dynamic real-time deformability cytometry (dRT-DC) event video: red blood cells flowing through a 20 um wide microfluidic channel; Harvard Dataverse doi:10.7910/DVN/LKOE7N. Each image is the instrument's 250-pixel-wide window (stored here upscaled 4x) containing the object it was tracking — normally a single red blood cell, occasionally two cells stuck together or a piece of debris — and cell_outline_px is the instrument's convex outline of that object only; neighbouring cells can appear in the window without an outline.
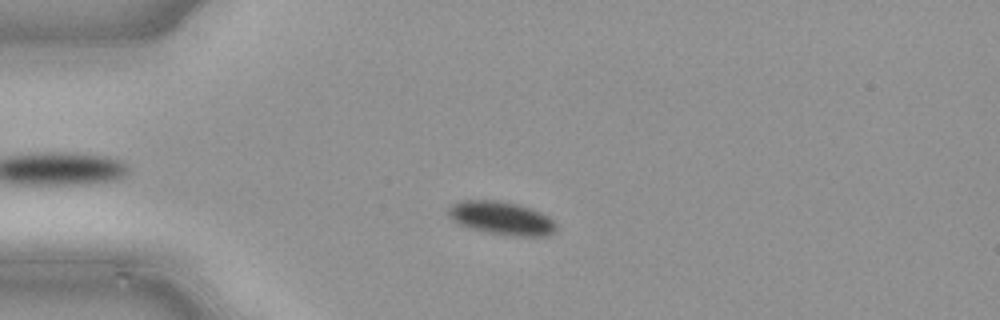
{"species": "common noctule bat (a hibernating species)", "species_latin": "Nyctalus noctula", "temperature_condition": "cold", "stored_images_in_passage": 48, "camera_frame_rate_fps": 3000, "um_per_image_px": 0.085, "animal": {"sex": "male", "body_mass_g": 21.5, "forearm_length_mm": 52.0}, "frame": {"image": 1, "passage_image": 11, "time_ms": 3.333, "image_size_px": [1000, 320], "cell_outline_px": [[556, 232], [548, 236], [516, 236], [488, 232], [468, 228], [452, 220], [448, 216], [448, 208], [452, 204], [460, 200], [500, 200], [532, 208], [548, 216], [556, 224]], "centroid_in_image_um": [42.63, 18.54], "position_along_channel_um": 42.4, "area_um2": 21.04}}
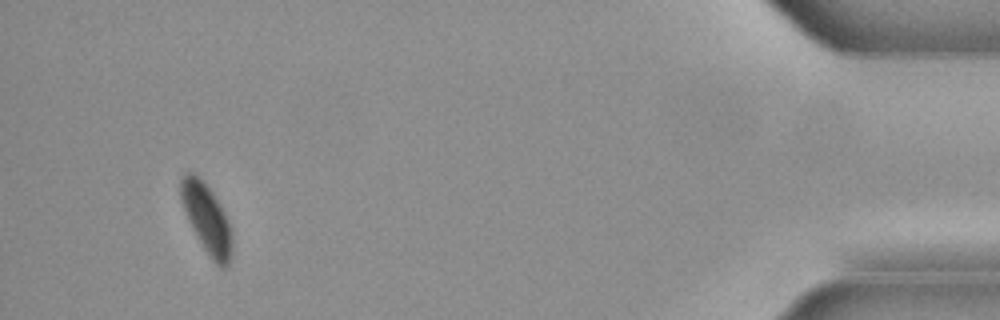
{"frame": {"image": 2, "passage_image": 45, "time_ms": 14.667, "image_size_px": [1000, 320], "cell_outline_px": [[232, 256], [228, 268], [220, 268], [212, 260], [204, 248], [192, 228], [188, 220], [180, 200], [180, 180], [188, 172], [192, 172], [200, 176], [212, 192], [224, 212], [232, 228]], "centroid_in_image_um": [17.59, 18.61], "position_along_channel_um": 417.6, "area_um2": 20.87}}